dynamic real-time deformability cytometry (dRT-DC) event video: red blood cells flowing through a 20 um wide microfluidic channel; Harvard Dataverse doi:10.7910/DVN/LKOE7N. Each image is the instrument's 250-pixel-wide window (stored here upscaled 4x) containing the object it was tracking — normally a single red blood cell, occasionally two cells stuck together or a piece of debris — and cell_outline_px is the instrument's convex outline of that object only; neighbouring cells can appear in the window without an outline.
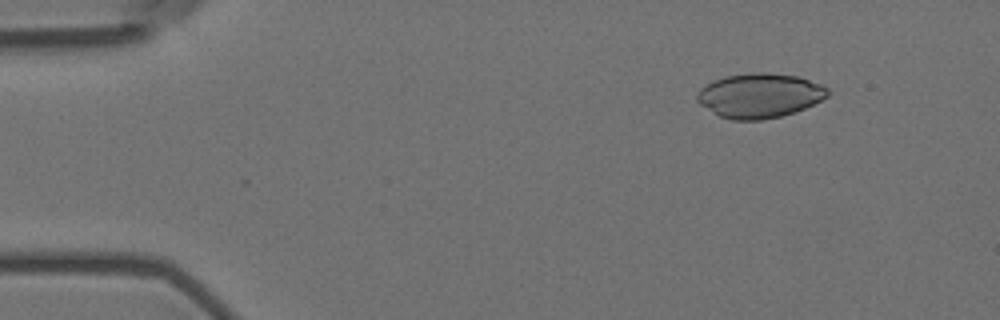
{"species": "Egyptian fruit bat (a non-hibernating species)", "species_latin": "Rousettus aegyptiacus", "temperature_condition": "room temperature", "stored_images_in_passage": 41, "camera_frame_rate_fps": 3000, "um_per_image_px": 0.085, "animal": {"sex": "female"}, "frame": {"image": 1, "passage_image": 2, "time_ms": 0.333, "image_size_px": [1000, 320], "cell_outline_px": [[832, 92], [828, 96], [804, 108], [780, 116], [760, 120], [732, 120], [720, 116], [700, 104], [696, 100], [696, 92], [700, 88], [724, 76], [752, 72], [764, 72], [796, 76], [820, 84], [828, 88]], "centroid_in_image_um": [64.55, 8.11], "position_along_channel_um": 20.4, "area_um2": 33.64}}
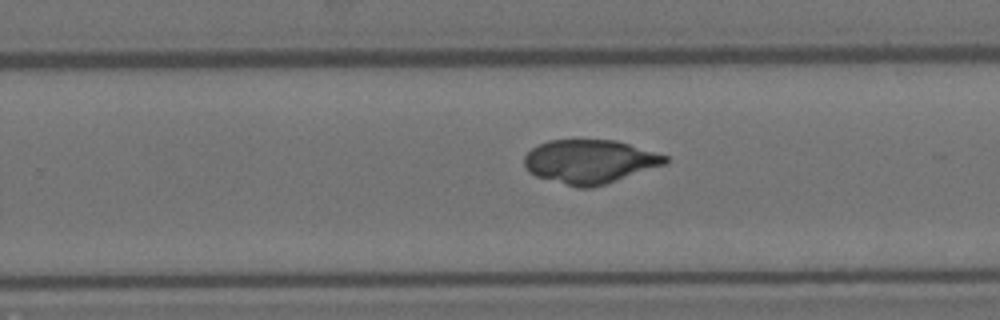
{"frame": {"image": 2, "passage_image": 31, "time_ms": 10.0, "image_size_px": [1000, 320], "cell_outline_px": [[668, 160], [664, 164], [592, 188], [576, 188], [536, 176], [528, 172], [524, 168], [524, 156], [532, 148], [548, 140], [616, 140], [668, 156]], "centroid_in_image_um": [50.07, 13.74], "position_along_channel_um": 279.7, "area_um2": 35.72}}